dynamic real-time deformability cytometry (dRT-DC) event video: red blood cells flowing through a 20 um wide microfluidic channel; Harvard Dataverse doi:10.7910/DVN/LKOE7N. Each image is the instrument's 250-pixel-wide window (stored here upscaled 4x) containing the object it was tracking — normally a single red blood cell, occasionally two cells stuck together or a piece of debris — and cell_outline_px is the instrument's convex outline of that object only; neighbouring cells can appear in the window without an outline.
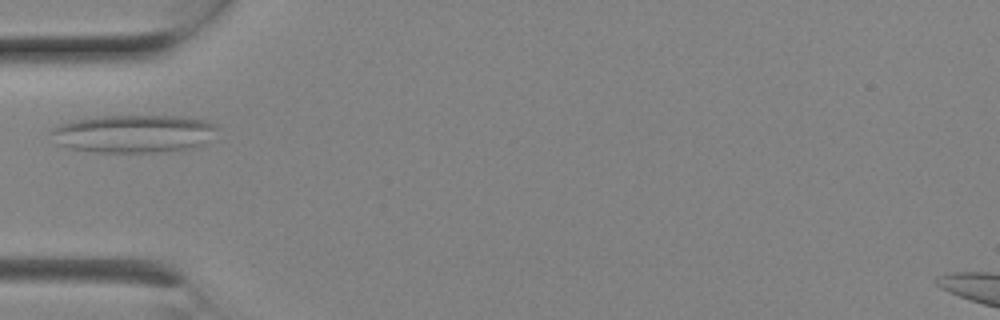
{"species": "Egyptian fruit bat (a non-hibernating species)", "species_latin": "Rousettus aegyptiacus", "temperature_condition": "room temperature", "stored_images_in_passage": 3, "camera_frame_rate_fps": 3000, "um_per_image_px": 0.085, "animal": {"sex": "female"}, "frame": {"image": 1, "passage_image": 1, "time_ms": 0.0, "image_size_px": [1000, 320], "cell_outline_px": [[220, 128], [208, 144], [188, 148], [152, 152], [96, 152], [68, 148], [56, 144], [52, 132], [52, 128], [60, 124], [76, 120], [100, 116], [184, 116], [208, 120], [216, 124]], "centroid_in_image_um": [11.45, 11.36], "position_along_channel_um": 73.6, "area_um2": 36.99}}